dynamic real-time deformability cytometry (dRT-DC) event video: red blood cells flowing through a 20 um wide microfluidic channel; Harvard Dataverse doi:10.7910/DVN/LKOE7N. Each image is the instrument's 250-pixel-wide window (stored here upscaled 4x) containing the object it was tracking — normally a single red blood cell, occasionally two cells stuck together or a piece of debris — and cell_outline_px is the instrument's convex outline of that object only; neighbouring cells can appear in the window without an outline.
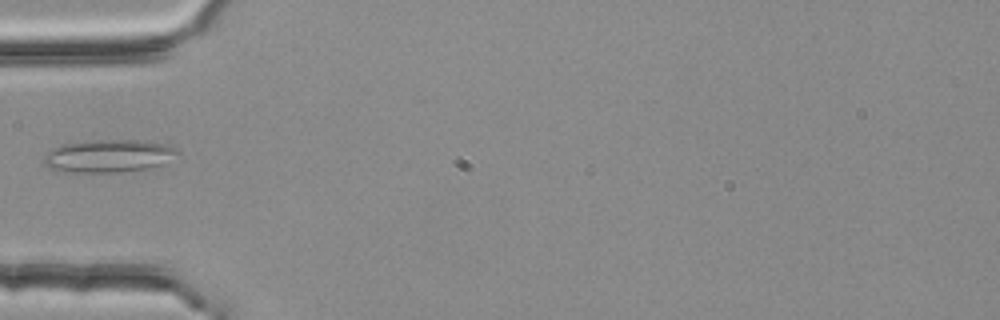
{"species": "common noctule bat (a hibernating species)", "species_latin": "Nyctalus noctula", "temperature_condition": "room temperature", "stored_images_in_passage": 1, "camera_frame_rate_fps": 3000, "um_per_image_px": 0.085, "animal": {"sex": "female", "body_mass_g": 25.1}, "frame": {"image": 1, "passage_image": 1, "time_ms": 0.0, "image_size_px": [1000, 320], "cell_outline_px": [[180, 152], [160, 164], [152, 168], [116, 172], [72, 172], [48, 168], [44, 164], [44, 156], [48, 152], [64, 144], [84, 140], [136, 140], [168, 144], [176, 148]], "centroid_in_image_um": [9.22, 13.25], "position_along_channel_um": 75.8, "area_um2": 25.32}}